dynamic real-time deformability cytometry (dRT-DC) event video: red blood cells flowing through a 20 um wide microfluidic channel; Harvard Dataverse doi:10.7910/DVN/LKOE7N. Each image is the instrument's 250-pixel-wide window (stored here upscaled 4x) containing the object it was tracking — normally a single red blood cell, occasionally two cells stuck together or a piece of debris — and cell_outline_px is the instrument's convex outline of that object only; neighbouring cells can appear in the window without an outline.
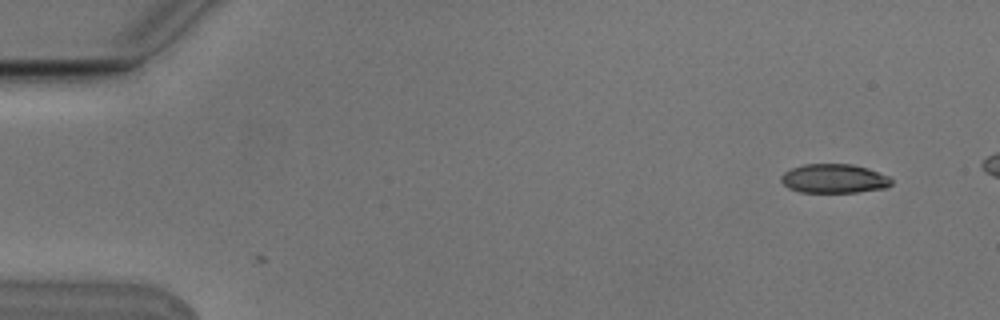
{"species": "Egyptian fruit bat (a non-hibernating species)", "species_latin": "Rousettus aegyptiacus", "temperature_condition": "cold", "stored_images_in_passage": 8, "camera_frame_rate_fps": 3000, "um_per_image_px": 0.085, "animal": {"sex": "male"}, "frame": {"image": 1, "passage_image": 2, "time_ms": 0.333, "image_size_px": [1000, 320], "cell_outline_px": [[892, 184], [884, 188], [856, 192], [800, 192], [788, 188], [780, 180], [780, 176], [784, 172], [792, 168], [804, 164], [852, 164], [868, 168], [888, 176], [892, 180]], "centroid_in_image_um": [70.87, 15.18], "position_along_channel_um": 14.1, "area_um2": 18.67}}